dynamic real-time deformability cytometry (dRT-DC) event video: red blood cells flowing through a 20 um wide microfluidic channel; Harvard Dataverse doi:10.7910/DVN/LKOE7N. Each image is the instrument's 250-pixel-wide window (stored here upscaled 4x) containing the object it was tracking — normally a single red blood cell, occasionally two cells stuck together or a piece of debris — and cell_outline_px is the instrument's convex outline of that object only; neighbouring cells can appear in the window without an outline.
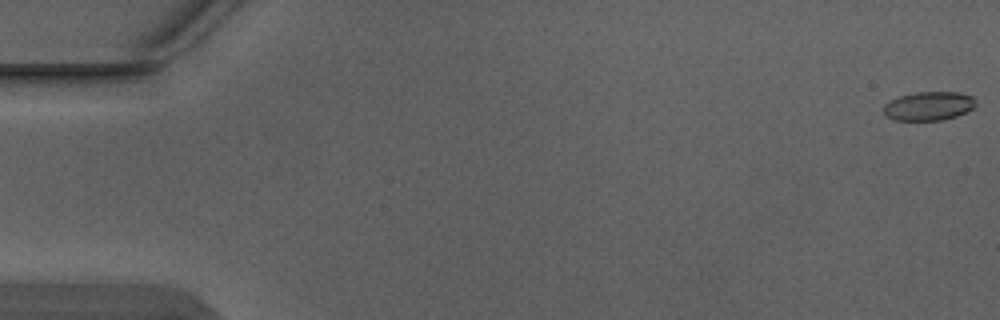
{"species": "Egyptian fruit bat (a non-hibernating species)", "species_latin": "Rousettus aegyptiacus", "temperature_condition": "warm", "stored_images_in_passage": 4, "camera_frame_rate_fps": 3000, "um_per_image_px": 0.085, "animal": {"sex": "male"}, "frame": {"image": 1, "passage_image": 1, "time_ms": 0.0, "image_size_px": [1000, 320], "cell_outline_px": [[976, 104], [972, 108], [956, 116], [944, 120], [892, 120], [884, 112], [884, 104], [900, 96], [916, 92], [956, 92], [972, 96]], "centroid_in_image_um": [78.93, 9.01], "position_along_channel_um": 6.1, "area_um2": 15.26}}